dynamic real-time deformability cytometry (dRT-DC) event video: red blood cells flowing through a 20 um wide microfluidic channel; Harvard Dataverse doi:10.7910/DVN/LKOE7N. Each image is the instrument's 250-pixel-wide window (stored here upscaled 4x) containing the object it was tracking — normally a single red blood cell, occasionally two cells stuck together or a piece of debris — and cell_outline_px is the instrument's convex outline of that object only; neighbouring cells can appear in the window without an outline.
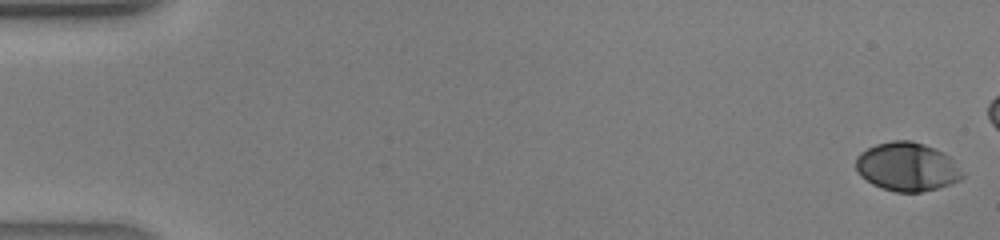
{"species": "human", "species_latin": "Homo sapiens", "temperature_condition": "warm", "stored_images_in_passage": 38, "camera_frame_rate_fps": 3000, "um_per_image_px": 0.085, "donor": {"sex": "male"}, "frame": {"image": 1, "passage_image": 1, "time_ms": 0.0, "image_size_px": [1000, 240], "cell_outline_px": [[964, 176], [960, 180], [952, 184], [920, 192], [896, 192], [880, 188], [872, 184], [860, 176], [856, 168], [856, 156], [860, 152], [876, 144], [892, 140], [912, 140], [924, 144], [948, 156]], "centroid_in_image_um": [77.05, 14.18], "position_along_channel_um": 8.0, "area_um2": 30.0}}
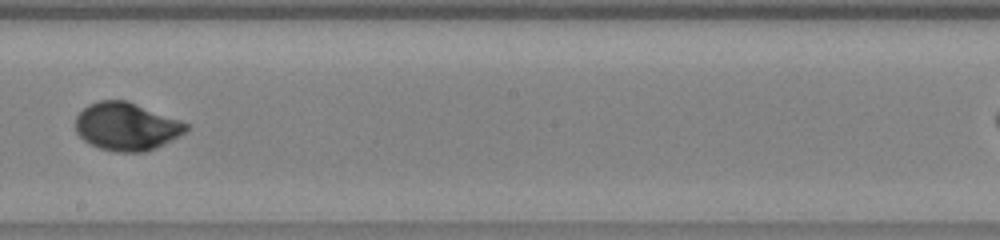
{"frame": {"image": 2, "passage_image": 25, "time_ms": 8.0, "image_size_px": [1000, 240], "cell_outline_px": [[188, 128], [180, 136], [156, 148], [144, 152], [116, 152], [100, 148], [84, 140], [76, 132], [76, 116], [88, 104], [100, 100], [128, 100], [180, 120], [188, 124]], "centroid_in_image_um": [10.76, 10.75], "position_along_channel_um": 237.4, "area_um2": 30.87}}
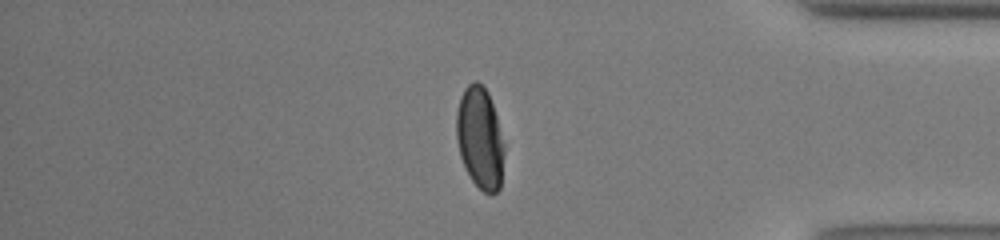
{"frame": {"image": 3, "passage_image": 36, "time_ms": 11.667, "image_size_px": [1000, 240], "cell_outline_px": [[504, 152], [500, 188], [496, 192], [484, 192], [472, 180], [460, 156], [456, 136], [456, 112], [460, 96], [464, 88], [468, 84], [476, 80], [488, 92], [496, 116], [504, 144]], "centroid_in_image_um": [40.78, 11.7], "position_along_channel_um": 394.4, "area_um2": 28.09}}